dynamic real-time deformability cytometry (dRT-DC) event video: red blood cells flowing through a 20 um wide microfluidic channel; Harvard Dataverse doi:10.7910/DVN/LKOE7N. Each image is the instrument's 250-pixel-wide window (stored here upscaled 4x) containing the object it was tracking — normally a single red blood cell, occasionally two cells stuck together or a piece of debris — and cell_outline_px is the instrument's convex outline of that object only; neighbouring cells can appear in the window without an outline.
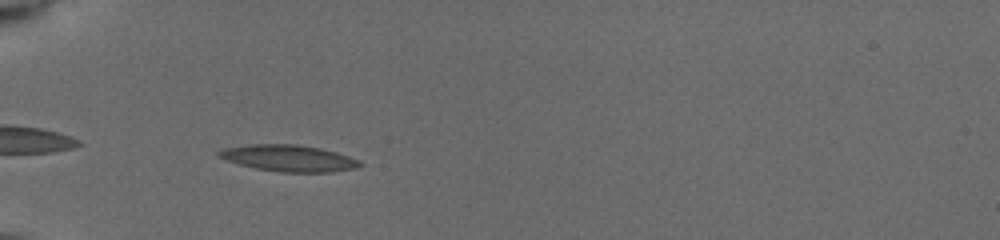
{"species": "common noctule bat (a hibernating species)", "species_latin": "Nyctalus noctula", "temperature_condition": "cold", "stored_images_in_passage": 7, "camera_frame_rate_fps": 3000, "um_per_image_px": 0.085, "animal": {"sex": "female", "body_mass_g": 19.5, "forearm_length_mm": 54.1}, "frame": {"image": 1, "passage_image": 3, "time_ms": 0.333, "image_size_px": [1000, 240], "cell_outline_px": [[364, 164], [356, 168], [332, 172], [280, 172], [256, 168], [240, 164], [216, 156], [216, 152], [224, 148], [248, 144], [296, 144], [320, 148], [336, 152], [360, 160]], "centroid_in_image_um": [24.55, 13.44], "position_along_channel_um": 60.4, "area_um2": 21.79}}
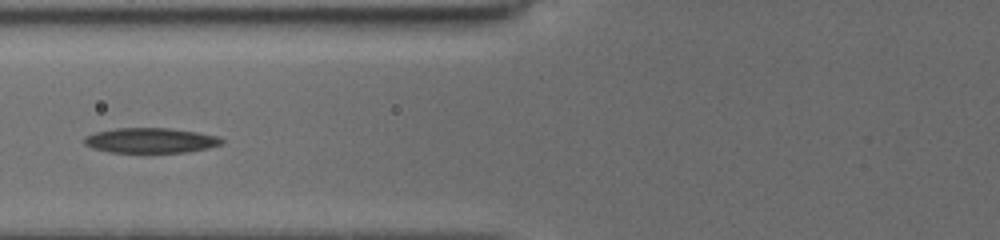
{"frame": {"image": 2, "passage_image": 6, "time_ms": 2.0, "image_size_px": [1000, 240], "cell_outline_px": [[224, 140], [220, 144], [208, 148], [188, 152], [108, 152], [92, 148], [84, 144], [84, 140], [88, 136], [96, 132], [116, 128], [168, 128], [196, 132], [220, 136]], "centroid_in_image_um": [12.82, 11.94], "position_along_channel_um": 113.0, "area_um2": 19.94}}